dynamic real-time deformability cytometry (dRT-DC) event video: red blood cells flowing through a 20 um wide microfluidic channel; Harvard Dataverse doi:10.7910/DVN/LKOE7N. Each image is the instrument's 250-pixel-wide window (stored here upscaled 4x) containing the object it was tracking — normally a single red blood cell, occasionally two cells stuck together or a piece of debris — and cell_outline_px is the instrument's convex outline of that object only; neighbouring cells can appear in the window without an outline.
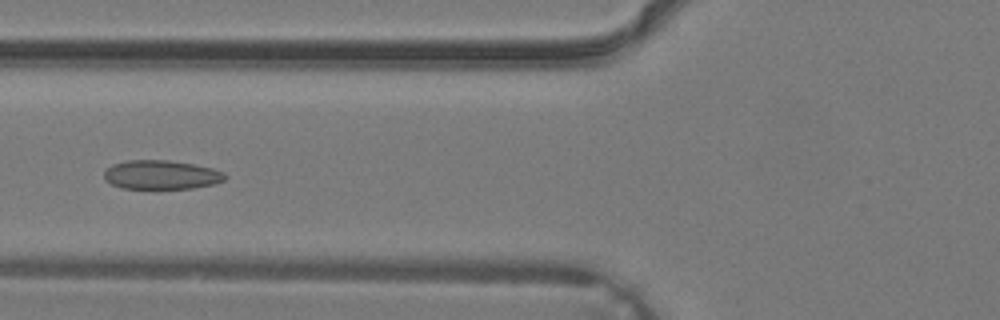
{"species": "common noctule bat (a hibernating species)", "species_latin": "Nyctalus noctula", "temperature_condition": "warm", "stored_images_in_passage": 29, "camera_frame_rate_fps": 3000, "um_per_image_px": 0.085, "animal": {"sex": "male", "body_mass_g": 19.2, "forearm_length_mm": 51.8}, "frame": {"image": 1, "passage_image": 7, "time_ms": 2.0, "image_size_px": [1000, 320], "cell_outline_px": [[228, 176], [224, 180], [212, 184], [192, 188], [120, 188], [104, 180], [104, 172], [112, 164], [128, 160], [168, 160], [196, 164], [212, 168], [224, 172]], "centroid_in_image_um": [13.71, 14.85], "position_along_channel_um": 112.1, "area_um2": 20.46}}
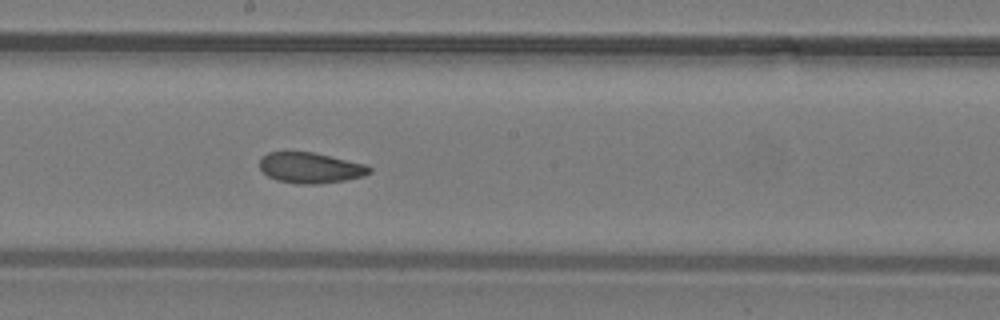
{"frame": {"image": 2, "passage_image": 13, "time_ms": 4.0, "image_size_px": [1000, 320], "cell_outline_px": [[372, 172], [364, 176], [344, 180], [316, 184], [296, 184], [276, 180], [268, 176], [260, 168], [260, 160], [268, 152], [312, 152], [364, 164], [372, 168]], "centroid_in_image_um": [26.38, 14.27], "position_along_channel_um": 221.8, "area_um2": 19.42}}
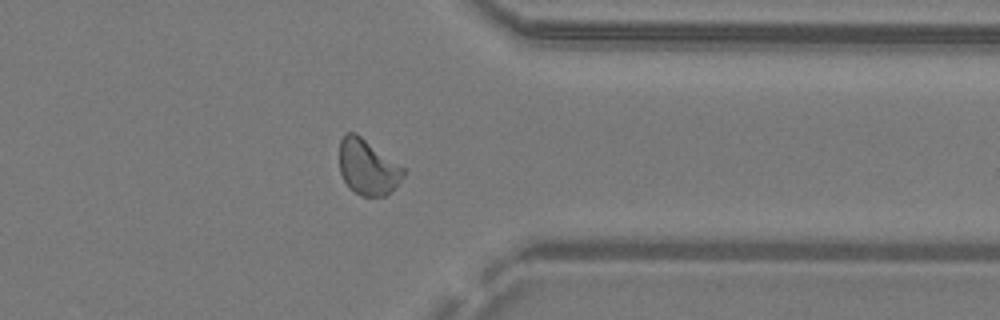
{"frame": {"image": 3, "passage_image": 22, "time_ms": 7.0, "image_size_px": [1000, 320], "cell_outline_px": [[404, 176], [384, 196], [360, 196], [348, 188], [340, 172], [340, 140], [344, 132], [356, 132], [404, 168]], "centroid_in_image_um": [31.21, 14.19], "position_along_channel_um": 380.2, "area_um2": 20.52}}